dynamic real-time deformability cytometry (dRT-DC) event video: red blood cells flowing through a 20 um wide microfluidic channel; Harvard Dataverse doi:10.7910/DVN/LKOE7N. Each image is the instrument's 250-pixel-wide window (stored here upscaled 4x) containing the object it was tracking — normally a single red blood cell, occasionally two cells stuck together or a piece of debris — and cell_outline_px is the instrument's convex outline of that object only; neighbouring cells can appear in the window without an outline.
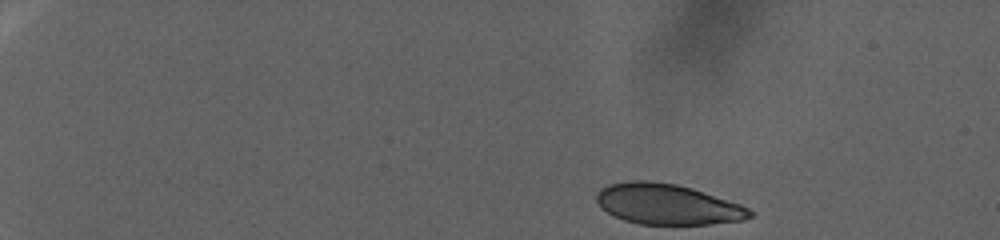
{"species": "human", "species_latin": "Homo sapiens", "temperature_condition": "warm", "stored_images_in_passage": 76, "camera_frame_rate_fps": 3000, "um_per_image_px": 0.085, "donor": {"sex": "female"}, "frame": {"image": 1, "passage_image": 1, "time_ms": 0.0, "image_size_px": [1000, 240], "cell_outline_px": [[756, 212], [752, 216], [740, 220], [708, 224], [640, 224], [624, 220], [600, 208], [596, 200], [596, 192], [600, 188], [608, 184], [628, 180], [648, 180], [676, 184], [692, 188], [740, 204]], "centroid_in_image_um": [56.69, 17.34], "position_along_channel_um": 28.3, "area_um2": 36.24}}
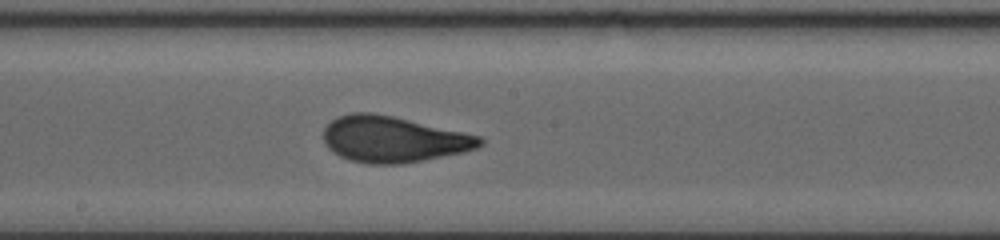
{"frame": {"image": 2, "passage_image": 42, "time_ms": 13.667, "image_size_px": [1000, 240], "cell_outline_px": [[484, 144], [476, 148], [464, 152], [424, 160], [400, 164], [368, 164], [352, 160], [340, 156], [332, 152], [328, 148], [324, 140], [324, 128], [336, 116], [352, 112], [372, 112], [392, 116], [480, 136], [484, 140]], "centroid_in_image_um": [33.41, 11.84], "position_along_channel_um": 214.8, "area_um2": 41.85}}
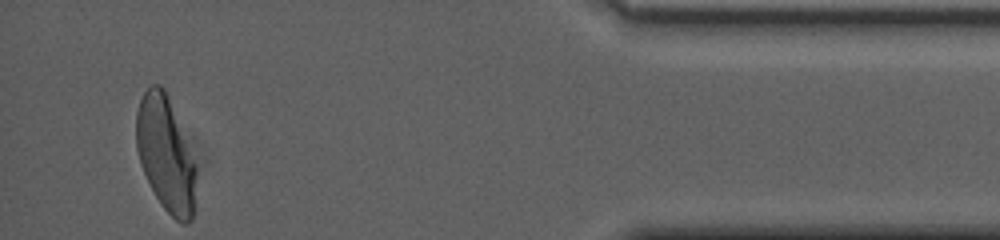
{"frame": {"image": 3, "passage_image": 73, "time_ms": 24.0, "image_size_px": [1000, 240], "cell_outline_px": [[196, 176], [192, 220], [188, 224], [180, 224], [160, 204], [140, 164], [136, 148], [136, 112], [140, 100], [144, 92], [152, 84], [160, 84], [164, 88], [168, 96], [196, 164]], "centroid_in_image_um": [14.07, 13.1], "position_along_channel_um": 421.1, "area_um2": 39.88}, "authors_computed_cell_mechanics": {"area_um2": 40.6623, "velocity_mm_per_s": 2.4219, "shape_relaxation_time_tau1_ms": 7.5519, "shape_relaxation_time_tau2_ms": null, "deformation_change_tau1": 0.213, "deformation_change_tau2": null}}